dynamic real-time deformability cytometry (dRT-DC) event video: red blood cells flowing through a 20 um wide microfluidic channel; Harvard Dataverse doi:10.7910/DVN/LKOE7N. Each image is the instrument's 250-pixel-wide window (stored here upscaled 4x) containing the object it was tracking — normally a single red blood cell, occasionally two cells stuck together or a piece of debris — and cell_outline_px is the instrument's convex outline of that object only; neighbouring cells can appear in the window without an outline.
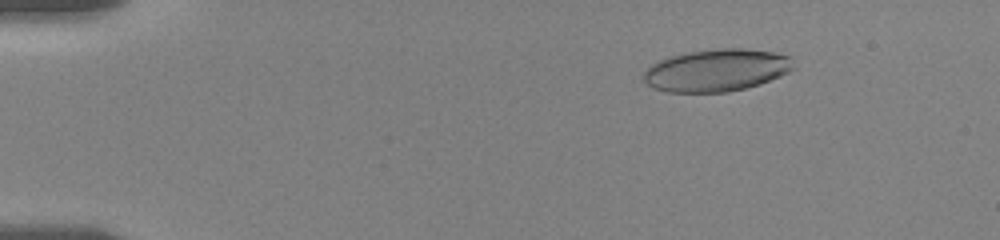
{"species": "human", "species_latin": "Homo sapiens", "temperature_condition": "room temperature", "stored_images_in_passage": 113, "camera_frame_rate_fps": 3000, "um_per_image_px": 0.085, "donor": {"sex": "female"}, "frame": {"image": 1, "passage_image": 10, "time_ms": 2.333, "image_size_px": [1000, 240], "cell_outline_px": [[796, 68], [780, 76], [760, 84], [728, 92], [668, 92], [652, 88], [644, 80], [644, 72], [652, 64], [668, 56], [684, 52], [712, 48], [744, 48], [772, 52], [792, 56]], "centroid_in_image_um": [60.93, 5.95], "position_along_channel_um": 24.1, "area_um2": 37.34}}
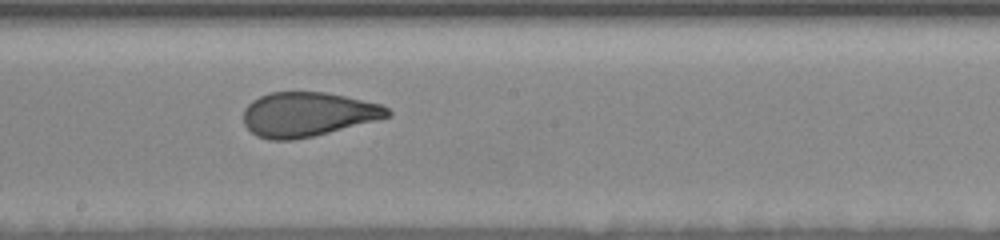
{"frame": {"image": 2, "passage_image": 43, "time_ms": 10.333, "image_size_px": [1000, 240], "cell_outline_px": [[392, 116], [312, 136], [292, 140], [268, 140], [256, 136], [244, 124], [244, 108], [252, 100], [260, 96], [272, 92], [324, 92], [344, 96], [380, 104], [388, 108], [392, 112]], "centroid_in_image_um": [26.13, 9.72], "position_along_channel_um": 222.1, "area_um2": 36.99}}
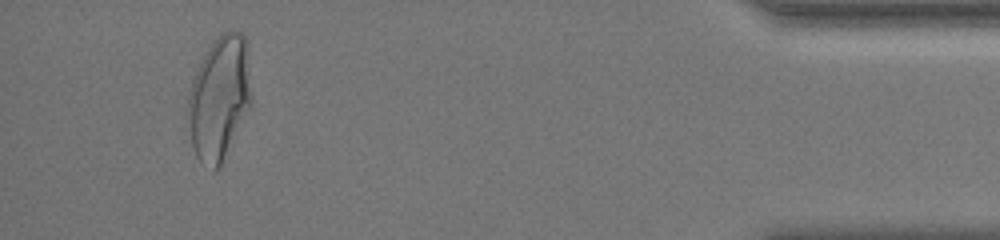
{"frame": {"image": 3, "passage_image": 103, "time_ms": 17.333, "image_size_px": [1000, 240], "cell_outline_px": [[252, 108], [220, 164], [212, 172], [196, 156], [192, 144], [188, 116], [188, 92], [192, 80], [212, 40], [224, 32], [232, 28], [240, 32], [248, 40], [252, 96]], "centroid_in_image_um": [18.7, 8.27], "position_along_channel_um": 416.5, "area_um2": 46.41}, "authors_computed_cell_mechanics": {"area_um2": 37.9168, "velocity_mm_per_s": 3.5988, "shape_relaxation_time_tau1_ms": 8.0545, "shape_relaxation_time_tau2_ms": 1.1375, "deformation_change_tau1": 0.2169, "deformation_change_tau2": 0.078}}